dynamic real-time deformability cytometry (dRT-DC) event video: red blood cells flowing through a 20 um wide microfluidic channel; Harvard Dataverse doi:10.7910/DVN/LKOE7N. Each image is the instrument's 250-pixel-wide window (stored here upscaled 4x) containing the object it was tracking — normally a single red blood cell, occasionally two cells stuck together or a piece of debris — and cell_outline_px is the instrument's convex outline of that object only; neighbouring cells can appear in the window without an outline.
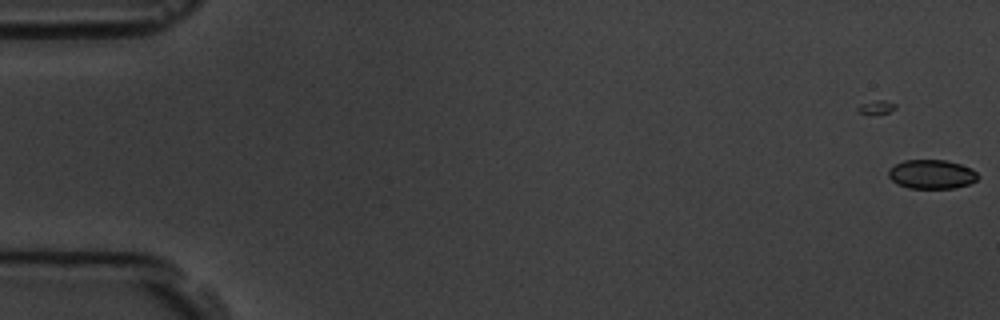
{"species": "common noctule bat (a hibernating species)", "species_latin": "Nyctalus noctula", "temperature_condition": "room temperature", "stored_images_in_passage": 7, "camera_frame_rate_fps": 3000, "um_per_image_px": 0.085, "animal": {"sex": "male", "body_mass_g": 19.5, "forearm_length_mm": 54.6}, "frame": {"image": 1, "passage_image": 2, "time_ms": 1.333, "image_size_px": [1000, 320], "cell_outline_px": [[980, 176], [976, 180], [968, 184], [956, 188], [908, 188], [896, 184], [888, 176], [888, 168], [904, 160], [948, 160], [972, 168]], "centroid_in_image_um": [79.18, 14.81], "position_along_channel_um": 5.8, "area_um2": 15.32}}